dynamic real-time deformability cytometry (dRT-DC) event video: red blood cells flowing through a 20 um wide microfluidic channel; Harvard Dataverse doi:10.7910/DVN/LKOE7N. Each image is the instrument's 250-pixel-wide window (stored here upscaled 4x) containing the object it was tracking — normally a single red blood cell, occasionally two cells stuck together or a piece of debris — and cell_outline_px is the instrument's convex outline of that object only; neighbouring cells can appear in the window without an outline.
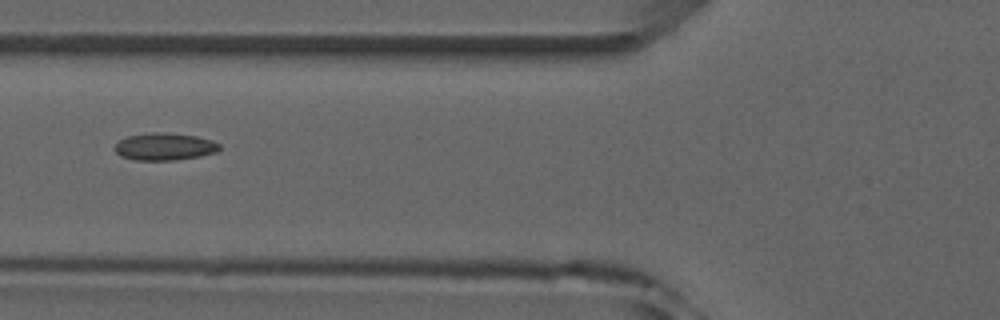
{"species": "common noctule bat (a hibernating species)", "species_latin": "Nyctalus noctula", "temperature_condition": "room temperature", "stored_images_in_passage": 6, "camera_frame_rate_fps": 3000, "um_per_image_px": 0.085, "animal": {"sex": "male", "forearm_length_mm": 52.5}, "frame": {"image": 1, "passage_image": 6, "time_ms": 5.667, "image_size_px": [1000, 320], "cell_outline_px": [[220, 148], [216, 152], [200, 156], [172, 160], [136, 160], [120, 156], [112, 148], [120, 140], [128, 136], [152, 132], [164, 132], [196, 136], [212, 140], [220, 144]], "centroid_in_image_um": [13.97, 12.46], "position_along_channel_um": 111.8, "area_um2": 16.65}}